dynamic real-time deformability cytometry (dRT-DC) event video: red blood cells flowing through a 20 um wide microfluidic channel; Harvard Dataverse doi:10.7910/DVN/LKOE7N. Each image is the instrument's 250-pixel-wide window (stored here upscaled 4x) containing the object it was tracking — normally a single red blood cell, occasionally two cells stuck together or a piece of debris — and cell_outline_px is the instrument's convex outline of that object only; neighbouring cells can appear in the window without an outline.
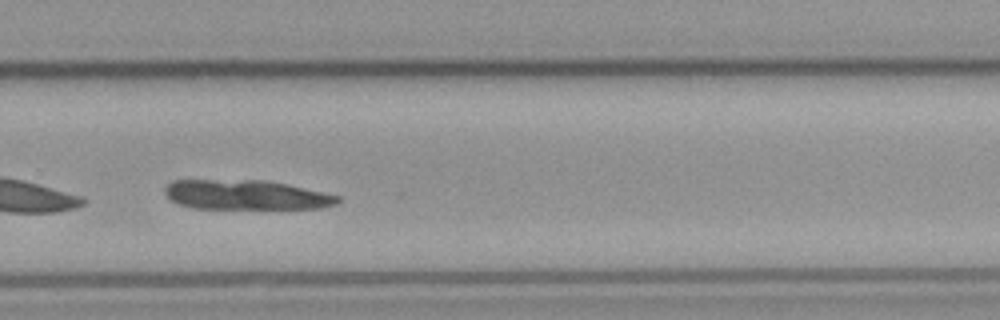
{"species": "common noctule bat (a hibernating species)", "species_latin": "Nyctalus noctula", "temperature_condition": "cold", "stored_images_in_passage": 43, "camera_frame_rate_fps": 3000, "um_per_image_px": 0.085, "animal": {"sex": "male", "body_mass_g": 23.1, "forearm_length_mm": 52.7}, "frame": {"image": 1, "passage_image": 25, "time_ms": 8.0, "image_size_px": [1000, 320], "cell_outline_px": [[340, 200], [336, 204], [320, 208], [192, 208], [176, 204], [164, 192], [164, 188], [172, 180], [264, 180], [288, 184], [324, 192], [340, 196]], "centroid_in_image_um": [20.9, 16.56], "position_along_channel_um": 308.9, "area_um2": 29.82}}
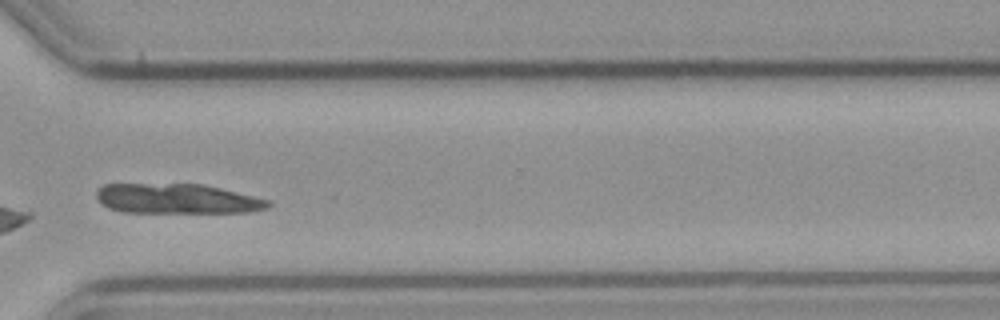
{"frame": {"image": 2, "passage_image": 29, "time_ms": 9.333, "image_size_px": [1000, 320], "cell_outline_px": [[272, 204], [268, 208], [248, 212], [120, 212], [108, 208], [100, 204], [96, 200], [96, 192], [104, 184], [204, 184], [272, 200]], "centroid_in_image_um": [15.05, 16.89], "position_along_channel_um": 355.5, "area_um2": 30.17}}